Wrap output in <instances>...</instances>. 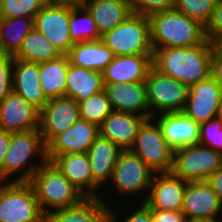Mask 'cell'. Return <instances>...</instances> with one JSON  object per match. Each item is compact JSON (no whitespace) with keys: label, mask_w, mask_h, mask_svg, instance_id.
<instances>
[{"label":"cell","mask_w":222,"mask_h":222,"mask_svg":"<svg viewBox=\"0 0 222 222\" xmlns=\"http://www.w3.org/2000/svg\"><path fill=\"white\" fill-rule=\"evenodd\" d=\"M213 42L181 48L168 47L153 51L152 65L159 73L172 77L190 87L211 75Z\"/></svg>","instance_id":"1"},{"label":"cell","mask_w":222,"mask_h":222,"mask_svg":"<svg viewBox=\"0 0 222 222\" xmlns=\"http://www.w3.org/2000/svg\"><path fill=\"white\" fill-rule=\"evenodd\" d=\"M153 51L168 47H193L206 39L205 26L176 9L149 16Z\"/></svg>","instance_id":"2"},{"label":"cell","mask_w":222,"mask_h":222,"mask_svg":"<svg viewBox=\"0 0 222 222\" xmlns=\"http://www.w3.org/2000/svg\"><path fill=\"white\" fill-rule=\"evenodd\" d=\"M28 182L46 216L50 212L76 206L86 198L51 161H46Z\"/></svg>","instance_id":"3"},{"label":"cell","mask_w":222,"mask_h":222,"mask_svg":"<svg viewBox=\"0 0 222 222\" xmlns=\"http://www.w3.org/2000/svg\"><path fill=\"white\" fill-rule=\"evenodd\" d=\"M33 156V157H32ZM41 156V164H30L29 160ZM47 161L46 157V145L42 139L39 129L14 132L12 133V139L8 148V151L4 157L3 163V182L8 181V177L11 178L14 173H19L20 170L26 168L25 172L20 174L12 181H29L34 173ZM29 163V165H28Z\"/></svg>","instance_id":"4"},{"label":"cell","mask_w":222,"mask_h":222,"mask_svg":"<svg viewBox=\"0 0 222 222\" xmlns=\"http://www.w3.org/2000/svg\"><path fill=\"white\" fill-rule=\"evenodd\" d=\"M6 182L0 181V222H46L32 185L28 181Z\"/></svg>","instance_id":"5"},{"label":"cell","mask_w":222,"mask_h":222,"mask_svg":"<svg viewBox=\"0 0 222 222\" xmlns=\"http://www.w3.org/2000/svg\"><path fill=\"white\" fill-rule=\"evenodd\" d=\"M103 43L114 56L153 54L150 20L133 13L124 22L101 35Z\"/></svg>","instance_id":"6"},{"label":"cell","mask_w":222,"mask_h":222,"mask_svg":"<svg viewBox=\"0 0 222 222\" xmlns=\"http://www.w3.org/2000/svg\"><path fill=\"white\" fill-rule=\"evenodd\" d=\"M154 119L156 117L146 119L142 123L130 151L154 173H170L173 168L174 150L167 144Z\"/></svg>","instance_id":"7"},{"label":"cell","mask_w":222,"mask_h":222,"mask_svg":"<svg viewBox=\"0 0 222 222\" xmlns=\"http://www.w3.org/2000/svg\"><path fill=\"white\" fill-rule=\"evenodd\" d=\"M144 82L149 110L153 118L157 110L161 114L183 111L189 90L186 84L159 73L153 67Z\"/></svg>","instance_id":"8"},{"label":"cell","mask_w":222,"mask_h":222,"mask_svg":"<svg viewBox=\"0 0 222 222\" xmlns=\"http://www.w3.org/2000/svg\"><path fill=\"white\" fill-rule=\"evenodd\" d=\"M221 167L222 154L200 143L174 150L172 173L184 180H207Z\"/></svg>","instance_id":"9"},{"label":"cell","mask_w":222,"mask_h":222,"mask_svg":"<svg viewBox=\"0 0 222 222\" xmlns=\"http://www.w3.org/2000/svg\"><path fill=\"white\" fill-rule=\"evenodd\" d=\"M71 2L48 1L35 15L34 27L51 42L62 55L74 45L69 31Z\"/></svg>","instance_id":"10"},{"label":"cell","mask_w":222,"mask_h":222,"mask_svg":"<svg viewBox=\"0 0 222 222\" xmlns=\"http://www.w3.org/2000/svg\"><path fill=\"white\" fill-rule=\"evenodd\" d=\"M154 172L130 150H123L112 172L111 184L118 194L130 195L149 191Z\"/></svg>","instance_id":"11"},{"label":"cell","mask_w":222,"mask_h":222,"mask_svg":"<svg viewBox=\"0 0 222 222\" xmlns=\"http://www.w3.org/2000/svg\"><path fill=\"white\" fill-rule=\"evenodd\" d=\"M81 119L80 105L72 98L61 96L49 99L40 110L39 131L46 145L55 135L70 128Z\"/></svg>","instance_id":"12"},{"label":"cell","mask_w":222,"mask_h":222,"mask_svg":"<svg viewBox=\"0 0 222 222\" xmlns=\"http://www.w3.org/2000/svg\"><path fill=\"white\" fill-rule=\"evenodd\" d=\"M221 101L222 88L210 75L189 87L182 112L200 125L216 117Z\"/></svg>","instance_id":"13"},{"label":"cell","mask_w":222,"mask_h":222,"mask_svg":"<svg viewBox=\"0 0 222 222\" xmlns=\"http://www.w3.org/2000/svg\"><path fill=\"white\" fill-rule=\"evenodd\" d=\"M98 136L97 124L84 119L77 120L70 128L55 135L46 144L47 161L61 154L87 153Z\"/></svg>","instance_id":"14"},{"label":"cell","mask_w":222,"mask_h":222,"mask_svg":"<svg viewBox=\"0 0 222 222\" xmlns=\"http://www.w3.org/2000/svg\"><path fill=\"white\" fill-rule=\"evenodd\" d=\"M181 211L188 221L195 219L217 220L219 213H222V200L206 180L189 181L185 188Z\"/></svg>","instance_id":"15"},{"label":"cell","mask_w":222,"mask_h":222,"mask_svg":"<svg viewBox=\"0 0 222 222\" xmlns=\"http://www.w3.org/2000/svg\"><path fill=\"white\" fill-rule=\"evenodd\" d=\"M189 181L170 173H154L143 202L150 209L181 211Z\"/></svg>","instance_id":"16"},{"label":"cell","mask_w":222,"mask_h":222,"mask_svg":"<svg viewBox=\"0 0 222 222\" xmlns=\"http://www.w3.org/2000/svg\"><path fill=\"white\" fill-rule=\"evenodd\" d=\"M40 110L13 90L0 102V128L21 132L39 128Z\"/></svg>","instance_id":"17"},{"label":"cell","mask_w":222,"mask_h":222,"mask_svg":"<svg viewBox=\"0 0 222 222\" xmlns=\"http://www.w3.org/2000/svg\"><path fill=\"white\" fill-rule=\"evenodd\" d=\"M51 162L86 197L95 198L100 186L94 179L87 153H70L55 156Z\"/></svg>","instance_id":"18"},{"label":"cell","mask_w":222,"mask_h":222,"mask_svg":"<svg viewBox=\"0 0 222 222\" xmlns=\"http://www.w3.org/2000/svg\"><path fill=\"white\" fill-rule=\"evenodd\" d=\"M104 91L113 111L133 113L147 119L153 118L149 110L144 81L104 84Z\"/></svg>","instance_id":"19"},{"label":"cell","mask_w":222,"mask_h":222,"mask_svg":"<svg viewBox=\"0 0 222 222\" xmlns=\"http://www.w3.org/2000/svg\"><path fill=\"white\" fill-rule=\"evenodd\" d=\"M158 126L167 144L173 149L199 143L200 125L183 112L156 115Z\"/></svg>","instance_id":"20"},{"label":"cell","mask_w":222,"mask_h":222,"mask_svg":"<svg viewBox=\"0 0 222 222\" xmlns=\"http://www.w3.org/2000/svg\"><path fill=\"white\" fill-rule=\"evenodd\" d=\"M153 54L114 56L103 73L104 84L145 81L153 67Z\"/></svg>","instance_id":"21"},{"label":"cell","mask_w":222,"mask_h":222,"mask_svg":"<svg viewBox=\"0 0 222 222\" xmlns=\"http://www.w3.org/2000/svg\"><path fill=\"white\" fill-rule=\"evenodd\" d=\"M147 118L128 112L112 111L99 125V135L130 150L139 128Z\"/></svg>","instance_id":"22"},{"label":"cell","mask_w":222,"mask_h":222,"mask_svg":"<svg viewBox=\"0 0 222 222\" xmlns=\"http://www.w3.org/2000/svg\"><path fill=\"white\" fill-rule=\"evenodd\" d=\"M12 88L39 110L49 101L39 82V63L14 58Z\"/></svg>","instance_id":"23"},{"label":"cell","mask_w":222,"mask_h":222,"mask_svg":"<svg viewBox=\"0 0 222 222\" xmlns=\"http://www.w3.org/2000/svg\"><path fill=\"white\" fill-rule=\"evenodd\" d=\"M81 4L93 17L100 35L112 30L133 14L131 1L83 0Z\"/></svg>","instance_id":"24"},{"label":"cell","mask_w":222,"mask_h":222,"mask_svg":"<svg viewBox=\"0 0 222 222\" xmlns=\"http://www.w3.org/2000/svg\"><path fill=\"white\" fill-rule=\"evenodd\" d=\"M123 150L111 140L101 137L95 139L87 154L89 157L93 179L99 185H105L111 179L118 157Z\"/></svg>","instance_id":"25"},{"label":"cell","mask_w":222,"mask_h":222,"mask_svg":"<svg viewBox=\"0 0 222 222\" xmlns=\"http://www.w3.org/2000/svg\"><path fill=\"white\" fill-rule=\"evenodd\" d=\"M108 211L102 198H84L76 206L50 212L46 222H106Z\"/></svg>","instance_id":"26"},{"label":"cell","mask_w":222,"mask_h":222,"mask_svg":"<svg viewBox=\"0 0 222 222\" xmlns=\"http://www.w3.org/2000/svg\"><path fill=\"white\" fill-rule=\"evenodd\" d=\"M70 64L103 72L112 62V51L101 39L75 43L67 54Z\"/></svg>","instance_id":"27"},{"label":"cell","mask_w":222,"mask_h":222,"mask_svg":"<svg viewBox=\"0 0 222 222\" xmlns=\"http://www.w3.org/2000/svg\"><path fill=\"white\" fill-rule=\"evenodd\" d=\"M102 90H104L102 72L76 67L69 63L66 78L67 97L80 104Z\"/></svg>","instance_id":"28"},{"label":"cell","mask_w":222,"mask_h":222,"mask_svg":"<svg viewBox=\"0 0 222 222\" xmlns=\"http://www.w3.org/2000/svg\"><path fill=\"white\" fill-rule=\"evenodd\" d=\"M69 63L67 55L39 63V82L48 99L66 96Z\"/></svg>","instance_id":"29"},{"label":"cell","mask_w":222,"mask_h":222,"mask_svg":"<svg viewBox=\"0 0 222 222\" xmlns=\"http://www.w3.org/2000/svg\"><path fill=\"white\" fill-rule=\"evenodd\" d=\"M35 17L0 18V54L14 55L34 28Z\"/></svg>","instance_id":"30"},{"label":"cell","mask_w":222,"mask_h":222,"mask_svg":"<svg viewBox=\"0 0 222 222\" xmlns=\"http://www.w3.org/2000/svg\"><path fill=\"white\" fill-rule=\"evenodd\" d=\"M61 55L58 49L34 27L23 39L21 47L13 58L40 63L56 59Z\"/></svg>","instance_id":"31"},{"label":"cell","mask_w":222,"mask_h":222,"mask_svg":"<svg viewBox=\"0 0 222 222\" xmlns=\"http://www.w3.org/2000/svg\"><path fill=\"white\" fill-rule=\"evenodd\" d=\"M69 31L73 44L101 39L93 17L81 3L71 2Z\"/></svg>","instance_id":"32"},{"label":"cell","mask_w":222,"mask_h":222,"mask_svg":"<svg viewBox=\"0 0 222 222\" xmlns=\"http://www.w3.org/2000/svg\"><path fill=\"white\" fill-rule=\"evenodd\" d=\"M81 119L93 122L98 126L113 111L104 90L90 96L80 104Z\"/></svg>","instance_id":"33"},{"label":"cell","mask_w":222,"mask_h":222,"mask_svg":"<svg viewBox=\"0 0 222 222\" xmlns=\"http://www.w3.org/2000/svg\"><path fill=\"white\" fill-rule=\"evenodd\" d=\"M48 0H0V18L35 17Z\"/></svg>","instance_id":"34"},{"label":"cell","mask_w":222,"mask_h":222,"mask_svg":"<svg viewBox=\"0 0 222 222\" xmlns=\"http://www.w3.org/2000/svg\"><path fill=\"white\" fill-rule=\"evenodd\" d=\"M217 0H176V10L206 26L210 21Z\"/></svg>","instance_id":"35"},{"label":"cell","mask_w":222,"mask_h":222,"mask_svg":"<svg viewBox=\"0 0 222 222\" xmlns=\"http://www.w3.org/2000/svg\"><path fill=\"white\" fill-rule=\"evenodd\" d=\"M199 143L222 154V120L215 117L200 124Z\"/></svg>","instance_id":"36"},{"label":"cell","mask_w":222,"mask_h":222,"mask_svg":"<svg viewBox=\"0 0 222 222\" xmlns=\"http://www.w3.org/2000/svg\"><path fill=\"white\" fill-rule=\"evenodd\" d=\"M176 0H131L133 13L149 16L152 13L173 10Z\"/></svg>","instance_id":"37"},{"label":"cell","mask_w":222,"mask_h":222,"mask_svg":"<svg viewBox=\"0 0 222 222\" xmlns=\"http://www.w3.org/2000/svg\"><path fill=\"white\" fill-rule=\"evenodd\" d=\"M12 55L0 54V102L13 90Z\"/></svg>","instance_id":"38"},{"label":"cell","mask_w":222,"mask_h":222,"mask_svg":"<svg viewBox=\"0 0 222 222\" xmlns=\"http://www.w3.org/2000/svg\"><path fill=\"white\" fill-rule=\"evenodd\" d=\"M205 34L211 42L222 35V0H217L210 21L205 26Z\"/></svg>","instance_id":"39"},{"label":"cell","mask_w":222,"mask_h":222,"mask_svg":"<svg viewBox=\"0 0 222 222\" xmlns=\"http://www.w3.org/2000/svg\"><path fill=\"white\" fill-rule=\"evenodd\" d=\"M141 206L135 212H132L130 216L124 219L123 222H154L150 208L144 203L141 202ZM108 222H118L115 213H113V209H109L108 211Z\"/></svg>","instance_id":"40"},{"label":"cell","mask_w":222,"mask_h":222,"mask_svg":"<svg viewBox=\"0 0 222 222\" xmlns=\"http://www.w3.org/2000/svg\"><path fill=\"white\" fill-rule=\"evenodd\" d=\"M154 222H184L182 211L150 209Z\"/></svg>","instance_id":"41"},{"label":"cell","mask_w":222,"mask_h":222,"mask_svg":"<svg viewBox=\"0 0 222 222\" xmlns=\"http://www.w3.org/2000/svg\"><path fill=\"white\" fill-rule=\"evenodd\" d=\"M12 139V132L0 128V181L3 182V163Z\"/></svg>","instance_id":"42"},{"label":"cell","mask_w":222,"mask_h":222,"mask_svg":"<svg viewBox=\"0 0 222 222\" xmlns=\"http://www.w3.org/2000/svg\"><path fill=\"white\" fill-rule=\"evenodd\" d=\"M210 72L211 76L222 88V55H220L215 49L212 53Z\"/></svg>","instance_id":"43"},{"label":"cell","mask_w":222,"mask_h":222,"mask_svg":"<svg viewBox=\"0 0 222 222\" xmlns=\"http://www.w3.org/2000/svg\"><path fill=\"white\" fill-rule=\"evenodd\" d=\"M206 181L222 200V167L215 171Z\"/></svg>","instance_id":"44"},{"label":"cell","mask_w":222,"mask_h":222,"mask_svg":"<svg viewBox=\"0 0 222 222\" xmlns=\"http://www.w3.org/2000/svg\"><path fill=\"white\" fill-rule=\"evenodd\" d=\"M214 49L222 55V35L218 36L214 41H213Z\"/></svg>","instance_id":"45"},{"label":"cell","mask_w":222,"mask_h":222,"mask_svg":"<svg viewBox=\"0 0 222 222\" xmlns=\"http://www.w3.org/2000/svg\"><path fill=\"white\" fill-rule=\"evenodd\" d=\"M189 222H219V221L214 219H195V220H190Z\"/></svg>","instance_id":"46"},{"label":"cell","mask_w":222,"mask_h":222,"mask_svg":"<svg viewBox=\"0 0 222 222\" xmlns=\"http://www.w3.org/2000/svg\"><path fill=\"white\" fill-rule=\"evenodd\" d=\"M216 117L222 120V101L219 104Z\"/></svg>","instance_id":"47"},{"label":"cell","mask_w":222,"mask_h":222,"mask_svg":"<svg viewBox=\"0 0 222 222\" xmlns=\"http://www.w3.org/2000/svg\"><path fill=\"white\" fill-rule=\"evenodd\" d=\"M48 1H61V2L81 3L83 0H48Z\"/></svg>","instance_id":"48"}]
</instances>
